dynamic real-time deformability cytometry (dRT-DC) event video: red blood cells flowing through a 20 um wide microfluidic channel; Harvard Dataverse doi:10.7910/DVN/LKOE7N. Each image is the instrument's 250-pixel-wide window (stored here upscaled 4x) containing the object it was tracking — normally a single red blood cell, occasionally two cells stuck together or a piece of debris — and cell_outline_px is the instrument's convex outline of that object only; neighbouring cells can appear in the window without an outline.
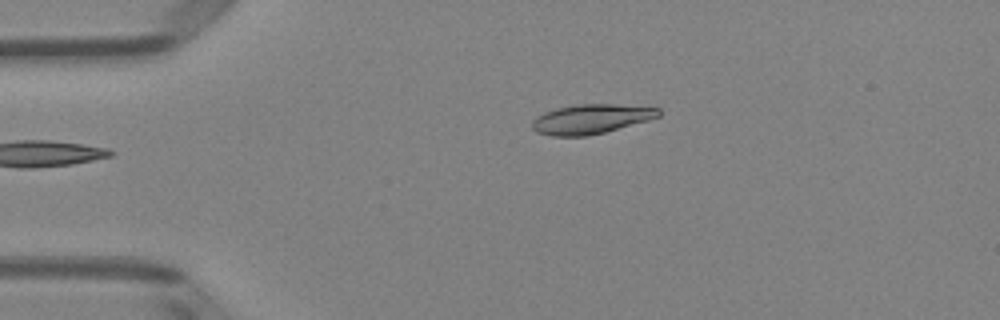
{"species": "Egyptian fruit bat (a non-hibernating species)", "species_latin": "Rousettus aegyptiacus", "temperature_condition": "room temperature", "stored_images_in_passage": 35, "camera_frame_rate_fps": 3000, "um_per_image_px": 0.085, "animal": {"sex": "female"}, "frame": {"image": 1, "passage_image": 1, "time_ms": 0.0, "image_size_px": [1000, 320], "cell_outline_px": [[660, 116], [648, 120], [604, 132], [588, 136], [552, 136], [536, 132], [532, 128], [532, 120], [536, 116], [544, 112], [556, 108], [576, 104], [616, 104], [660, 108]], "centroid_in_image_um": [50.2, 10.11], "position_along_channel_um": 34.8, "area_um2": 21.79}}
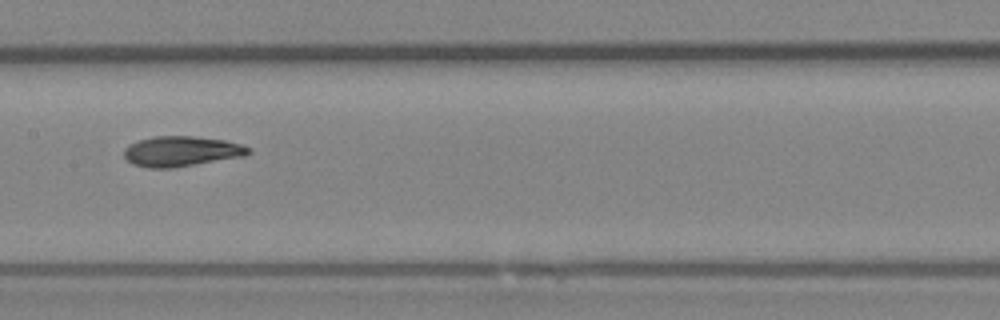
{"frame": {"image": 2, "passage_image": 16, "time_ms": 5.0, "image_size_px": [1000, 320], "cell_outline_px": [[252, 152], [244, 156], [172, 168], [148, 168], [132, 164], [124, 156], [124, 148], [140, 140], [152, 136], [192, 136], [224, 140], [244, 144], [252, 148]], "centroid_in_image_um": [15.46, 12.86], "position_along_channel_um": 191.9, "area_um2": 21.96}}
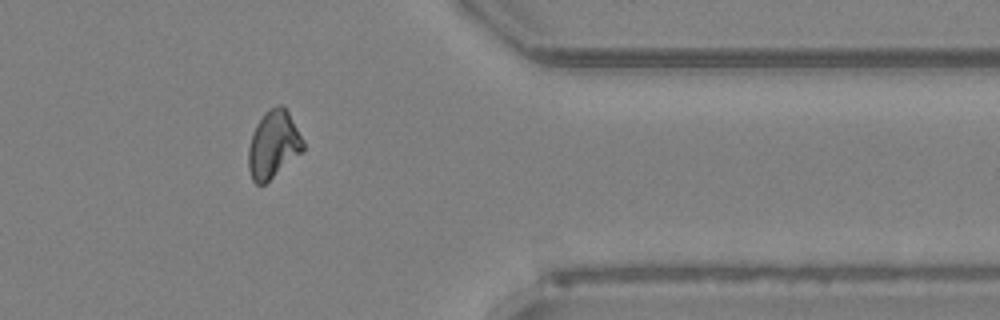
{"frame": {"image": 3, "passage_image": 32, "time_ms": 10.333, "image_size_px": [1000, 320], "cell_outline_px": [[304, 148], [300, 152], [264, 184], [256, 184], [252, 180], [248, 168], [248, 148], [252, 132], [256, 124], [264, 112], [268, 108], [280, 104], [288, 112], [304, 140]], "centroid_in_image_um": [23.2, 12.25], "position_along_channel_um": 388.2, "area_um2": 21.21}, "authors_computed_cell_mechanics": {"area_um2": 21.7328, "velocity_mm_per_s": 3.9777, "shape_relaxation_time_tau1_ms": 4.1785, "shape_relaxation_time_tau2_ms": 2.6253, "deformation_change_tau1": 0.1643, "deformation_change_tau2": 0.0697}}